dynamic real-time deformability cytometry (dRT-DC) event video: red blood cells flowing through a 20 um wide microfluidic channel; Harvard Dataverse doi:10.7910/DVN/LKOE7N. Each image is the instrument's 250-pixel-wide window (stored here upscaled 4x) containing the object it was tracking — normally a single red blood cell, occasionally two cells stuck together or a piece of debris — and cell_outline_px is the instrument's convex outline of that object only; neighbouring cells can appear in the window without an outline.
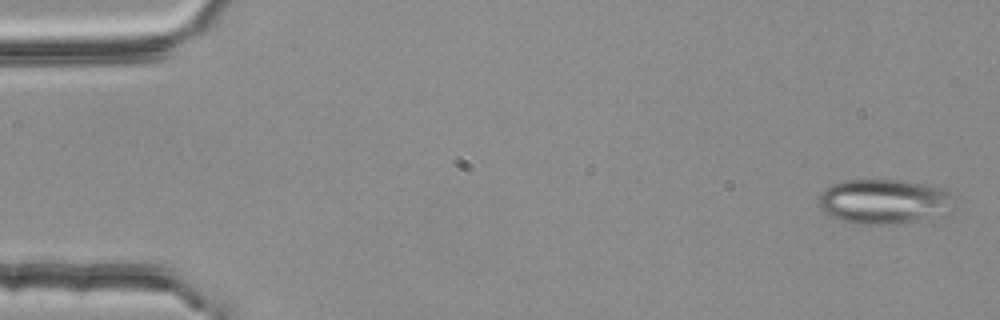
{"species": "common noctule bat (a hibernating species)", "species_latin": "Nyctalus noctula", "temperature_condition": "room temperature", "stored_images_in_passage": 6, "segment_of_instrument_passage": [1, 2], "camera_frame_rate_fps": 3000, "um_per_image_px": 0.085, "animal": {"sex": "female", "body_mass_g": 25.1}, "frame": {"image": 1, "passage_image": 1, "time_ms": 0.0, "image_size_px": [1000, 320], "cell_outline_px": [[956, 208], [952, 212], [916, 220], [888, 224], [856, 224], [840, 220], [824, 212], [820, 208], [820, 196], [824, 188], [832, 184], [844, 180], [904, 180], [948, 188], [952, 192]], "centroid_in_image_um": [75.22, 17.11], "position_along_channel_um": 9.8, "area_um2": 35.78}}